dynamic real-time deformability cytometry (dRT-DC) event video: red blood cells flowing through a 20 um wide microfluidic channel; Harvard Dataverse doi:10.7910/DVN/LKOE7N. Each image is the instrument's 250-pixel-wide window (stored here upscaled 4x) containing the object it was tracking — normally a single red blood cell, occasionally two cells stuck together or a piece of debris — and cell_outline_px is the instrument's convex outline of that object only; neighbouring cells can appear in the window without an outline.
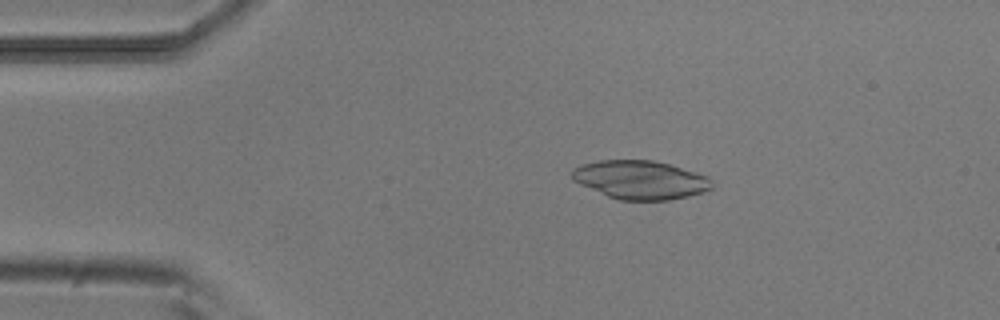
{"species": "common noctule bat (a hibernating species)", "species_latin": "Nyctalus noctula", "temperature_condition": "room temperature", "stored_images_in_passage": 51, "camera_frame_rate_fps": 3000, "um_per_image_px": 0.085, "animal": {"sex": "male", "body_mass_g": 20.5, "forearm_length_mm": 52.5}, "frame": {"image": 1, "passage_image": 9, "time_ms": 2.667, "image_size_px": [1000, 320], "cell_outline_px": [[712, 188], [704, 192], [688, 196], [668, 200], [620, 200], [608, 196], [580, 184], [572, 180], [572, 168], [584, 164], [600, 160], [652, 160], [668, 164], [708, 176], [712, 180]], "centroid_in_image_um": [54.43, 15.29], "position_along_channel_um": 30.6, "area_um2": 31.27}}
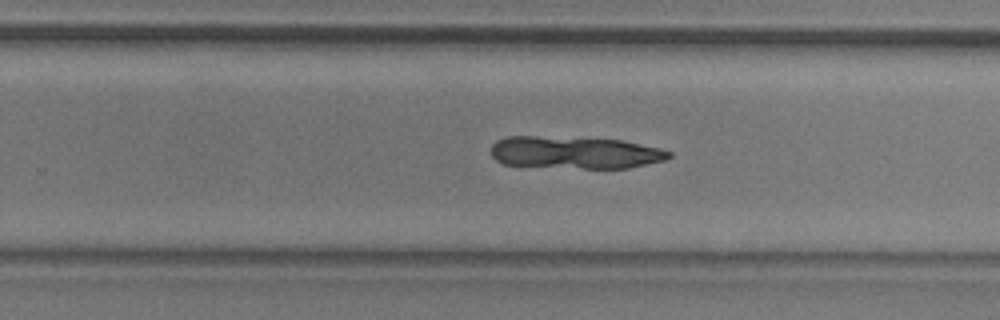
{"frame": {"image": 2, "passage_image": 32, "time_ms": 10.333, "image_size_px": [1000, 320], "cell_outline_px": [[672, 156], [664, 160], [628, 168], [584, 168], [504, 164], [496, 160], [492, 156], [492, 144], [496, 140], [508, 136], [536, 136], [620, 140], [660, 148], [672, 152]], "centroid_in_image_um": [48.86, 12.96], "position_along_channel_um": 280.9, "area_um2": 33.12}}
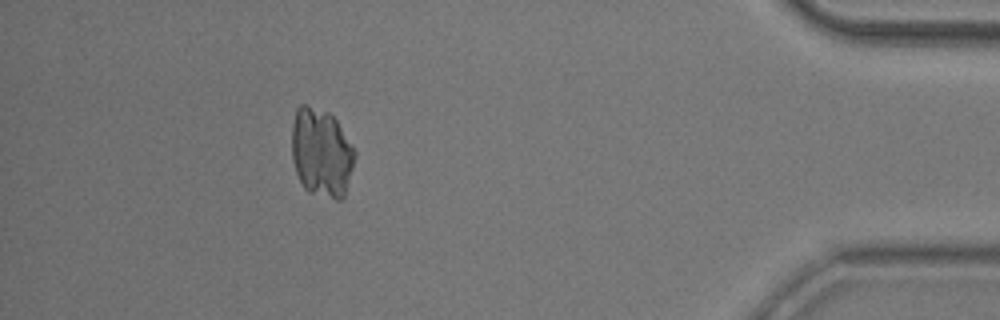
{"frame": {"image": 3, "passage_image": 46, "time_ms": 15.0, "image_size_px": [1000, 320], "cell_outline_px": [[356, 156], [344, 196], [340, 200], [336, 200], [308, 192], [304, 188], [296, 172], [292, 160], [292, 124], [296, 108], [300, 104], [304, 104], [328, 112], [336, 120], [356, 152]], "centroid_in_image_um": [27.3, 12.98], "position_along_channel_um": 407.9, "area_um2": 32.6}}